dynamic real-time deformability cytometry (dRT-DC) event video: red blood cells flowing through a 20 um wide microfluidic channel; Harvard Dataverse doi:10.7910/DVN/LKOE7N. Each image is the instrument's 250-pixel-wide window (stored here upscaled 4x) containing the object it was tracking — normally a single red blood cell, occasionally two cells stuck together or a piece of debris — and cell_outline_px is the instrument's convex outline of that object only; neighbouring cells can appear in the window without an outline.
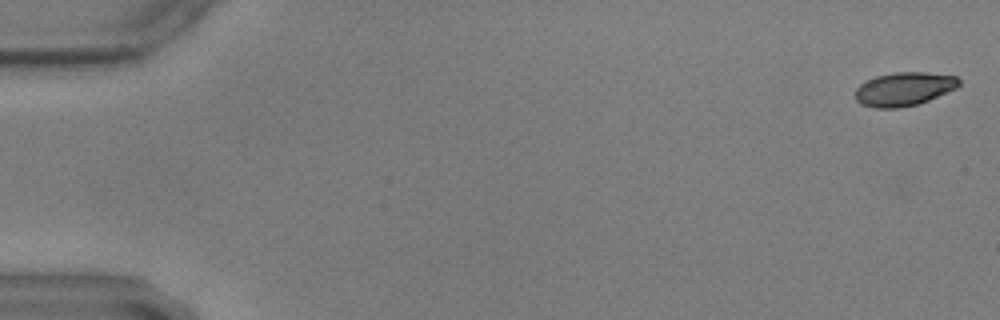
{"species": "common noctule bat (a hibernating species)", "species_latin": "Nyctalus noctula", "temperature_condition": "warm", "stored_images_in_passage": 58, "camera_frame_rate_fps": 3000, "um_per_image_px": 0.085, "animal": {"sex": "male", "body_mass_g": 17.9, "forearm_length_mm": 54.2}, "frame": {"image": 1, "passage_image": 1, "time_ms": 0.0, "image_size_px": [1000, 320], "cell_outline_px": [[956, 84], [924, 100], [912, 104], [868, 104], [868, 84], [872, 80], [888, 76], [952, 76], [956, 80]], "centroid_in_image_um": [77.07, 7.55], "position_along_channel_um": 7.9, "area_um2": 14.39}}
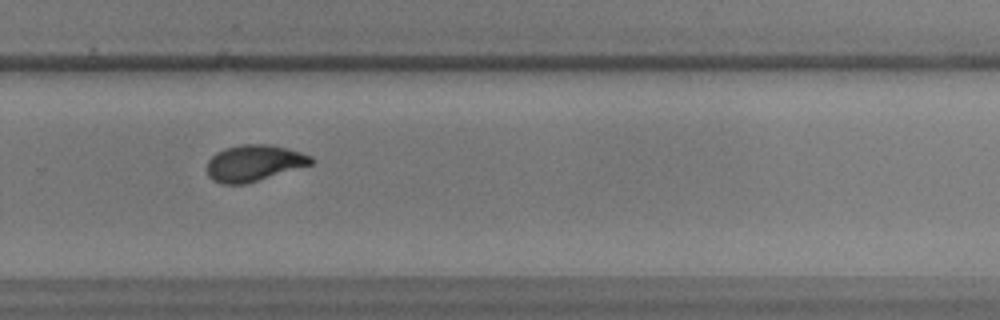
{"frame": {"image": 2, "passage_image": 40, "time_ms": 13.0, "image_size_px": [1000, 320], "cell_outline_px": [[308, 164], [248, 180], [224, 180], [216, 176], [212, 172], [212, 160], [216, 156], [224, 152], [236, 148], [272, 148], [304, 156], [308, 160]], "centroid_in_image_um": [21.61, 13.86], "position_along_channel_um": 308.2, "area_um2": 16.42}}
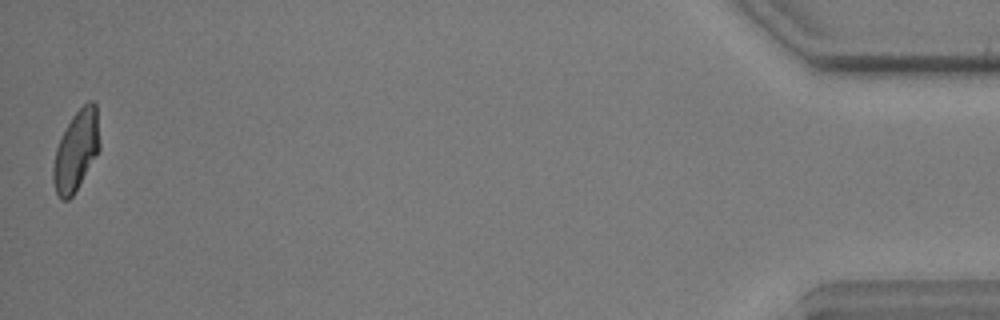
{"frame": {"image": 3, "passage_image": 58, "time_ms": 19.0, "image_size_px": [1000, 320], "cell_outline_px": [[96, 152], [76, 188], [68, 196], [56, 184], [56, 156], [92, 112], [96, 112]], "centroid_in_image_um": [6.51, 13.25], "position_along_channel_um": 428.7, "area_um2": 14.05}}